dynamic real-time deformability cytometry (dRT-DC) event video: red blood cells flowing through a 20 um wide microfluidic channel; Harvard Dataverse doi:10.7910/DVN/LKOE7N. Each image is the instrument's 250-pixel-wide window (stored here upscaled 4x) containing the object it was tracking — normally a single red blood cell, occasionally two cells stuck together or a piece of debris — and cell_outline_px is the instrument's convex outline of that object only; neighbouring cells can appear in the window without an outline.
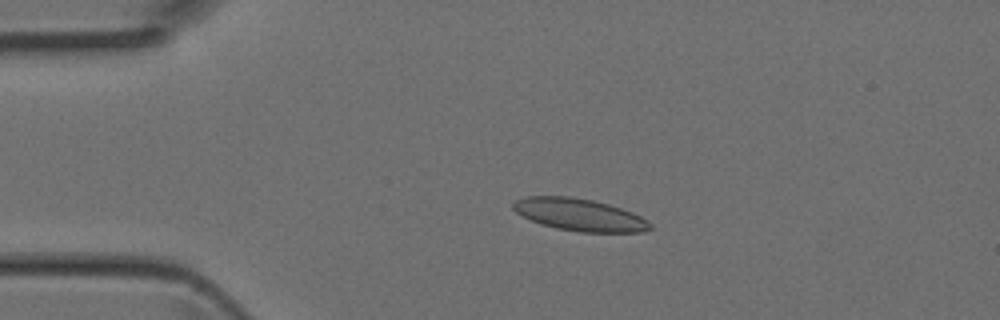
{"species": "Egyptian fruit bat (a non-hibernating species)", "species_latin": "Rousettus aegyptiacus", "temperature_condition": "room temperature", "stored_images_in_passage": 6, "camera_frame_rate_fps": 3000, "um_per_image_px": 0.085, "animal": {"sex": "female"}, "frame": {"image": 1, "passage_image": 3, "time_ms": 0.667, "image_size_px": [1000, 320], "cell_outline_px": [[652, 228], [644, 232], [580, 232], [556, 228], [540, 224], [516, 212], [512, 208], [512, 204], [516, 200], [524, 196], [568, 196], [592, 200], [608, 204], [632, 212], [648, 220], [652, 224]], "centroid_in_image_um": [49.27, 18.25], "position_along_channel_um": 35.7, "area_um2": 25.72}}
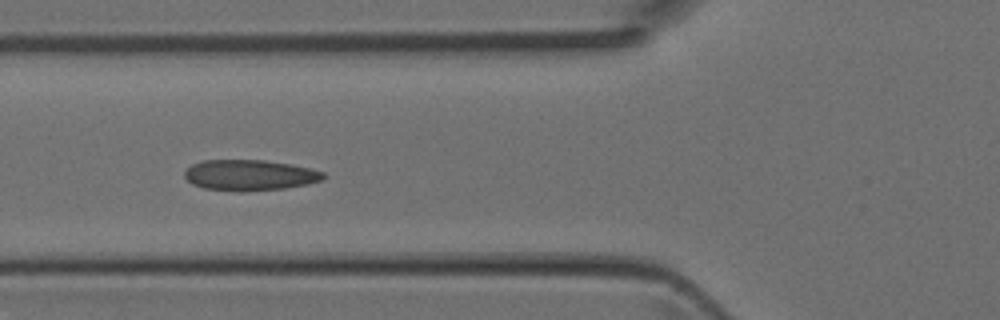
{"frame": {"image": 2, "passage_image": 5, "time_ms": 1.333, "image_size_px": [1000, 320], "cell_outline_px": [[324, 176], [320, 180], [308, 184], [284, 188], [240, 192], [236, 192], [204, 188], [192, 184], [184, 176], [184, 172], [192, 164], [204, 160], [264, 160], [292, 164], [324, 172]], "centroid_in_image_um": [21.19, 14.89], "position_along_channel_um": 104.6, "area_um2": 24.85}}
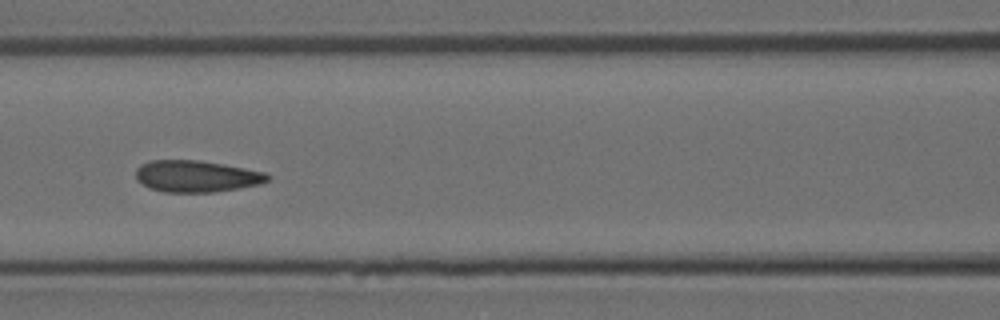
{"frame": {"image": 3, "passage_image": 6, "time_ms": 1.667, "image_size_px": [1000, 320], "cell_outline_px": [[272, 176], [268, 180], [260, 184], [240, 188], [212, 192], [164, 192], [148, 188], [136, 180], [136, 168], [140, 164], [148, 160], [200, 160], [224, 164], [264, 172]], "centroid_in_image_um": [16.66, 14.98], "position_along_channel_um": 149.9, "area_um2": 24.51}}